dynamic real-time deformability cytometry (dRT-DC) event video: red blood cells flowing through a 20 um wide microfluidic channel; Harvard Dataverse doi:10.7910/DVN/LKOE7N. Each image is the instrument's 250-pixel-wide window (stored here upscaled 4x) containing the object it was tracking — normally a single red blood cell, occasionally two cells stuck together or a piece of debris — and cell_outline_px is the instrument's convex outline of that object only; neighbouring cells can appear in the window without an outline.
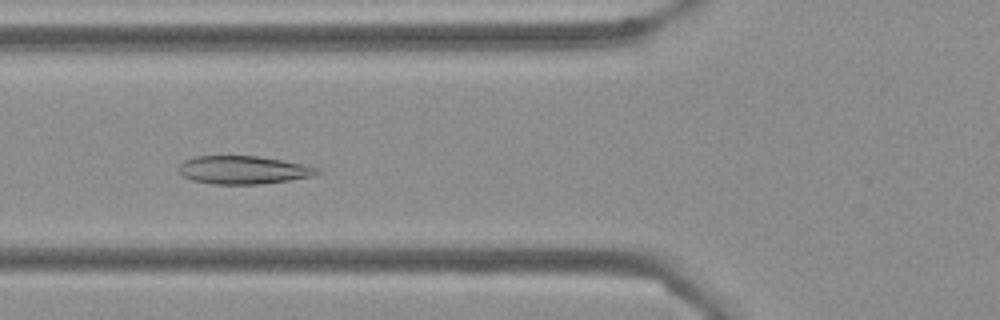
{"species": "Egyptian fruit bat (a non-hibernating species)", "species_latin": "Rousettus aegyptiacus", "temperature_condition": "cold", "stored_images_in_passage": 37, "camera_frame_rate_fps": 3000, "um_per_image_px": 0.085, "frame": {"image": 1, "passage_image": 20, "time_ms": 6.333, "image_size_px": [1000, 320], "cell_outline_px": [[324, 172], [316, 176], [264, 184], [212, 184], [192, 180], [184, 176], [176, 168], [184, 160], [196, 156], [256, 156], [284, 160], [320, 168]], "centroid_in_image_um": [20.74, 14.45], "position_along_channel_um": 105.1, "area_um2": 23.0}}
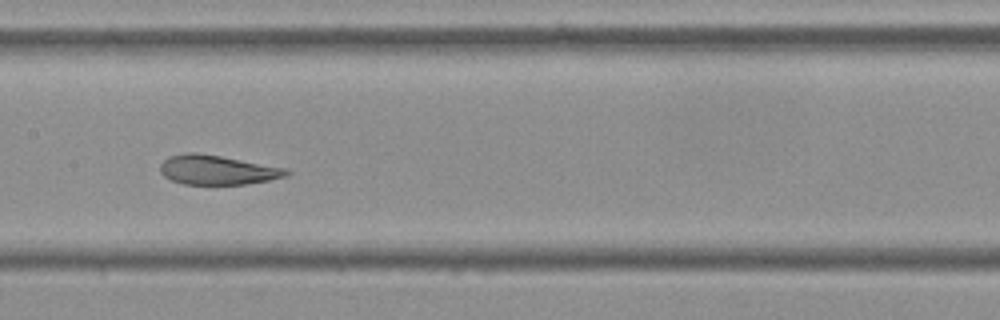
{"frame": {"image": 2, "passage_image": 27, "time_ms": 8.667, "image_size_px": [1000, 320], "cell_outline_px": [[292, 172], [288, 176], [268, 180], [244, 184], [184, 184], [172, 180], [164, 176], [160, 172], [160, 164], [168, 156], [184, 152], [196, 152], [220, 156], [288, 168]], "centroid_in_image_um": [18.48, 14.43], "position_along_channel_um": 188.9, "area_um2": 21.73}}
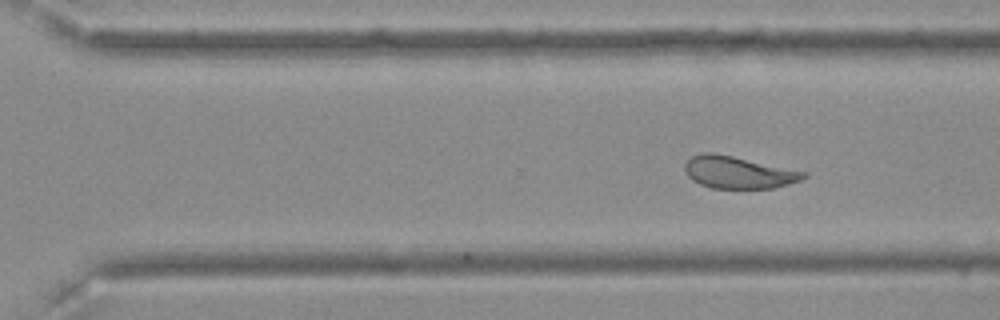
{"frame": {"image": 3, "passage_image": 37, "time_ms": 12.0, "image_size_px": [1000, 320], "cell_outline_px": [[808, 176], [800, 180], [772, 188], [712, 188], [700, 184], [692, 180], [688, 176], [684, 168], [684, 164], [692, 156], [704, 152], [712, 152], [732, 156], [808, 172]], "centroid_in_image_um": [62.74, 14.65], "position_along_channel_um": 307.9, "area_um2": 22.08}}